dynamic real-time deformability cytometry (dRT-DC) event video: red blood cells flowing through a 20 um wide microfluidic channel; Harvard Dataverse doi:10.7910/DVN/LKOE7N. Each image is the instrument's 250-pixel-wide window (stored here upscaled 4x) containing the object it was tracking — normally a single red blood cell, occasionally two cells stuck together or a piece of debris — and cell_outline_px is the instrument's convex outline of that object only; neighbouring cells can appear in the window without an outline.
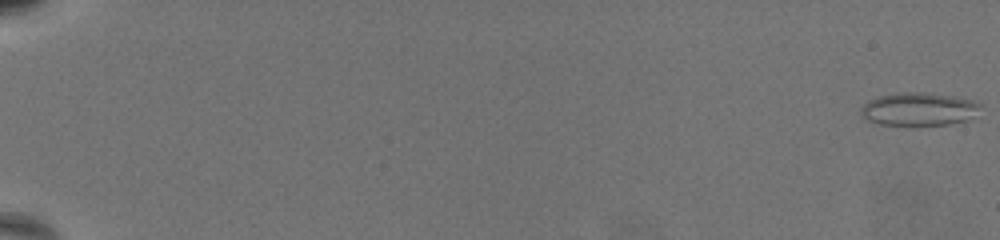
{"species": "common noctule bat (a hibernating species)", "species_latin": "Nyctalus noctula", "temperature_condition": "warm", "stored_images_in_passage": 68, "camera_frame_rate_fps": 3000, "um_per_image_px": 0.085, "animal": {"sex": "female", "body_mass_g": 19.5, "forearm_length_mm": 54.1}, "frame": {"image": 1, "passage_image": 1, "time_ms": 0.0, "image_size_px": [1000, 240], "cell_outline_px": [[980, 104], [968, 120], [948, 124], [916, 128], [912, 128], [880, 124], [868, 120], [860, 116], [860, 108], [868, 100], [876, 96], [900, 92], [924, 92], [952, 96], [972, 100]], "centroid_in_image_um": [77.99, 9.31], "position_along_channel_um": 7.0, "area_um2": 23.7}}
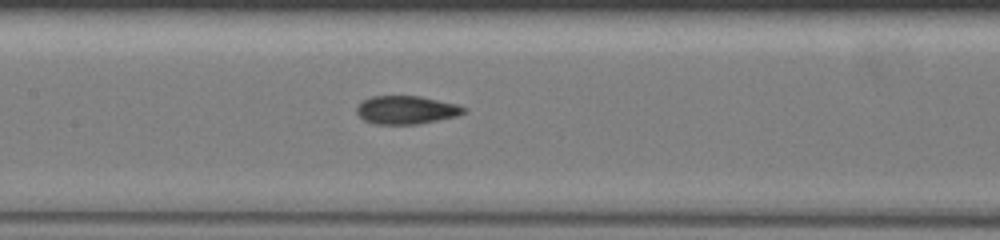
{"frame": {"image": 2, "passage_image": 38, "time_ms": 12.333, "image_size_px": [1000, 240], "cell_outline_px": [[468, 108], [464, 112], [456, 116], [416, 124], [372, 124], [364, 120], [356, 112], [356, 108], [364, 100], [372, 96], [420, 96], [456, 104]], "centroid_in_image_um": [34.52, 9.34], "position_along_channel_um": 172.9, "area_um2": 17.46}}
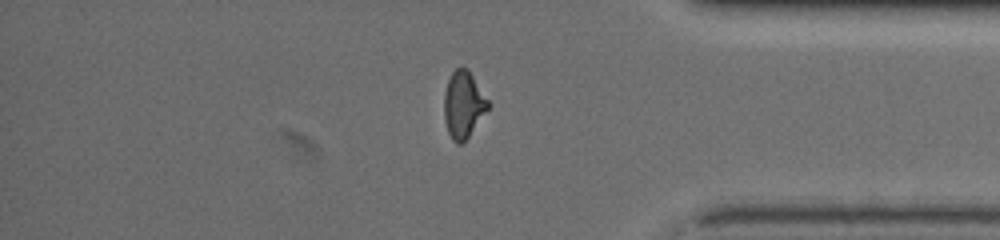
{"frame": {"image": 3, "passage_image": 60, "time_ms": 19.667, "image_size_px": [1000, 240], "cell_outline_px": [[492, 104], [468, 136], [460, 144], [456, 144], [452, 140], [448, 132], [444, 120], [444, 92], [448, 80], [452, 72], [460, 64], [468, 68]], "centroid_in_image_um": [39.4, 8.84], "position_along_channel_um": 395.8, "area_um2": 17.4}}